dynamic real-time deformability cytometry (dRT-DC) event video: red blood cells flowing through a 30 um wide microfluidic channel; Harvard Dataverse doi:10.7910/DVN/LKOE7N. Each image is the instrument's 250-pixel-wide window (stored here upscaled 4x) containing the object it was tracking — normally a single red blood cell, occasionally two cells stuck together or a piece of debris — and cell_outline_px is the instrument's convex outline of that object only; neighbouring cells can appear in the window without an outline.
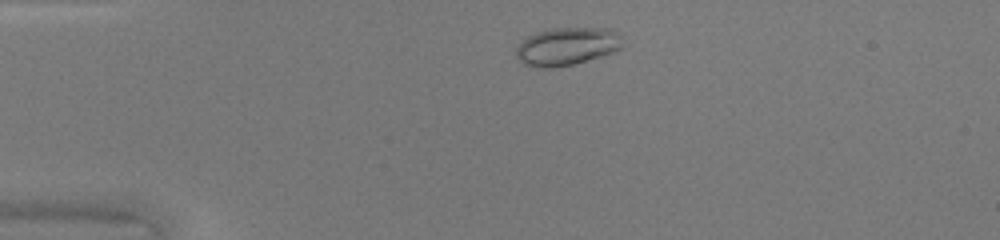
{"species": "common noctule bat (a hibernating species)", "species_latin": "Nyctalus noctula", "temperature_condition": "warm", "stored_images_in_passage": 42, "camera_frame_rate_fps": 3000, "um_per_image_px": 0.085, "animal": {"sex": "female", "body_mass_g": 20.0, "forearm_length_mm": 54.0}, "frame": {"image": 1, "passage_image": 5, "time_ms": 1.333, "image_size_px": [1000, 240], "cell_outline_px": [[624, 48], [600, 56], [572, 64], [552, 68], [540, 68], [524, 64], [516, 56], [516, 48], [528, 36], [536, 32], [552, 28], [612, 28], [620, 36], [624, 44]], "centroid_in_image_um": [48.22, 3.93], "position_along_channel_um": 36.8, "area_um2": 23.47}}
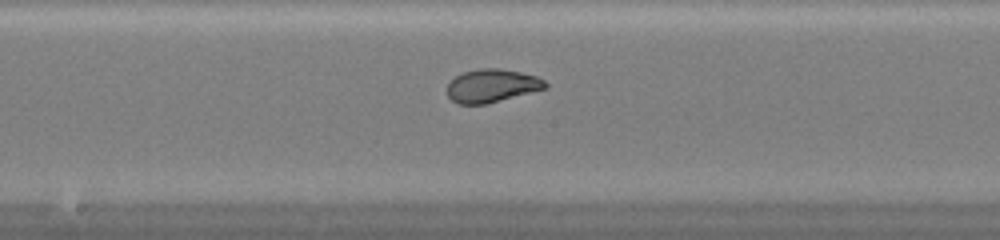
{"frame": {"image": 2, "passage_image": 20, "time_ms": 6.333, "image_size_px": [1000, 240], "cell_outline_px": [[548, 88], [484, 104], [456, 104], [448, 96], [448, 84], [456, 76], [464, 72], [480, 68], [500, 68], [520, 72], [536, 76], [544, 80], [548, 84]], "centroid_in_image_um": [41.82, 7.28], "position_along_channel_um": 206.4, "area_um2": 18.84}}
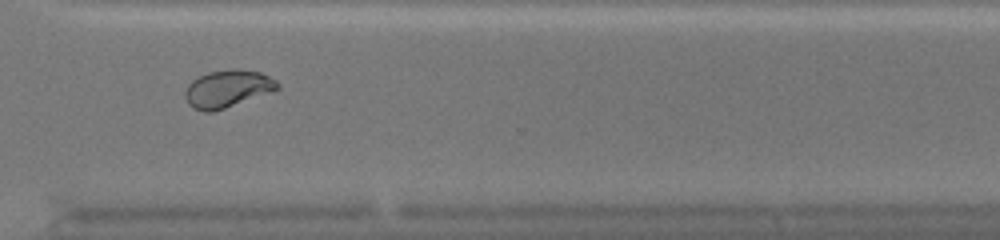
{"frame": {"image": 3, "passage_image": 30, "time_ms": 9.667, "image_size_px": [1000, 240], "cell_outline_px": [[280, 88], [272, 92], [212, 112], [204, 112], [192, 108], [188, 104], [184, 96], [184, 92], [188, 84], [192, 80], [208, 72], [236, 68], [260, 72], [276, 80], [280, 84]], "centroid_in_image_um": [19.33, 7.54], "position_along_channel_um": 351.3, "area_um2": 20.23}, "authors_computed_cell_mechanics": {"area_um2": 20.5479, "velocity_mm_per_s": 4.3476, "shape_relaxation_time_tau1_ms": 4.7675, "shape_relaxation_time_tau2_ms": null, "deformation_change_tau1": 0.1791, "deformation_change_tau2": null}}